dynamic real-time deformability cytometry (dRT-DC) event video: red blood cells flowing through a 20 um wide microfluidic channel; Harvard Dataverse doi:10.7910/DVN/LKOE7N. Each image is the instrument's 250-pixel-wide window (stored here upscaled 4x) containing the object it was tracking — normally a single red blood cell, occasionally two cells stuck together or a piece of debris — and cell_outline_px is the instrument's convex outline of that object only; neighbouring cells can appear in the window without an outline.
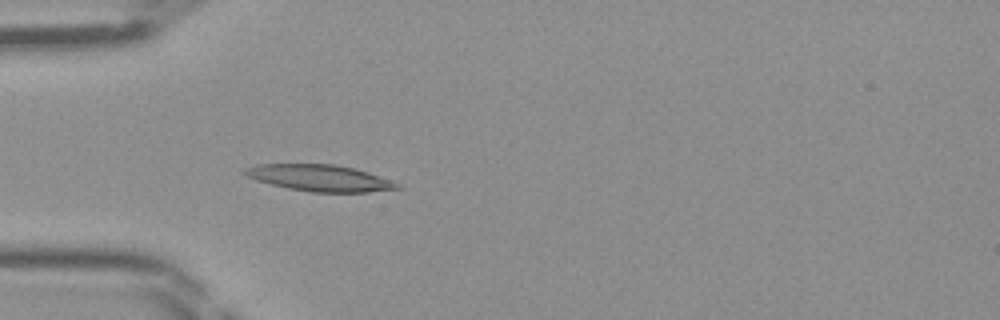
{"species": "Egyptian fruit bat (a non-hibernating species)", "species_latin": "Rousettus aegyptiacus", "temperature_condition": "room temperature", "stored_images_in_passage": 34, "camera_frame_rate_fps": 3000, "um_per_image_px": 0.085, "frame": {"image": 1, "passage_image": 1, "time_ms": 0.0, "image_size_px": [1000, 320], "cell_outline_px": [[404, 188], [368, 192], [312, 192], [288, 188], [256, 180], [240, 172], [244, 168], [256, 164], [336, 164], [356, 168], [368, 172], [400, 184]], "centroid_in_image_um": [27.18, 15.12], "position_along_channel_um": 57.8, "area_um2": 23.58}}
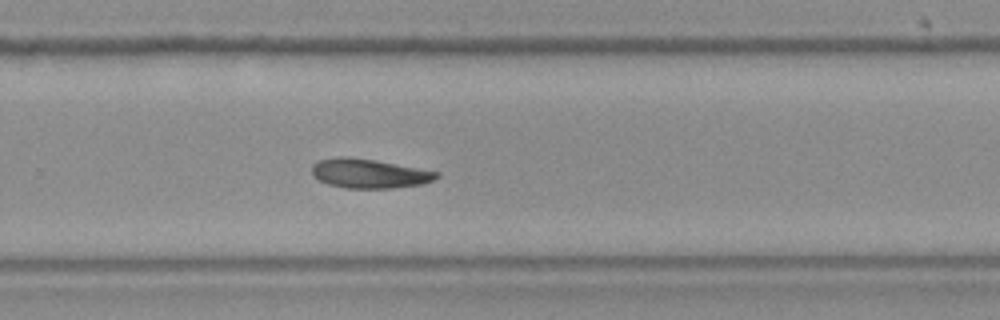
{"frame": {"image": 2, "passage_image": 18, "time_ms": 5.667, "image_size_px": [1000, 320], "cell_outline_px": [[440, 176], [424, 184], [392, 188], [344, 188], [328, 184], [312, 176], [312, 164], [316, 160], [336, 156], [348, 156], [376, 160], [440, 172]], "centroid_in_image_um": [31.35, 14.73], "position_along_channel_um": 298.5, "area_um2": 21.56}}
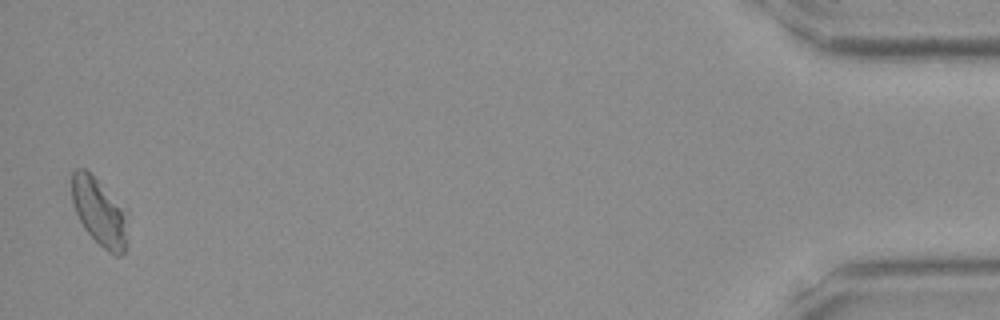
{"frame": {"image": 3, "passage_image": 33, "time_ms": 10.667, "image_size_px": [1000, 320], "cell_outline_px": [[128, 212], [124, 252], [120, 256], [116, 256], [108, 252], [84, 228], [76, 212], [72, 200], [72, 172], [76, 168], [84, 168]], "centroid_in_image_um": [8.45, 18.03], "position_along_channel_um": 426.8, "area_um2": 21.39}}